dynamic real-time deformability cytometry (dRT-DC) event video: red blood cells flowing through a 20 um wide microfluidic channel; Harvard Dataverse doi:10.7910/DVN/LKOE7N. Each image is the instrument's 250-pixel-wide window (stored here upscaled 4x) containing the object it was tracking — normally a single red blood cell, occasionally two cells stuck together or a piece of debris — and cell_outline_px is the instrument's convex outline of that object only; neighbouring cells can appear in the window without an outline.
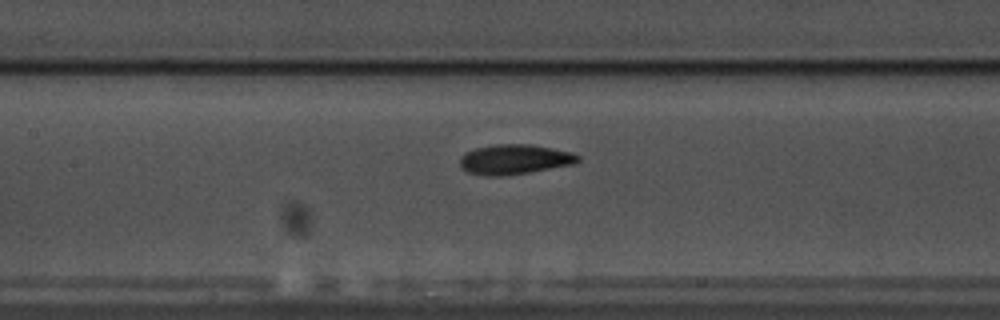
{"species": "common noctule bat (a hibernating species)", "species_latin": "Nyctalus noctula", "temperature_condition": "warm", "stored_images_in_passage": 43, "camera_frame_rate_fps": 3000, "um_per_image_px": 0.085, "animal": {"sex": "male", "body_mass_g": 17.5, "forearm_length_mm": 52.3}, "frame": {"image": 1, "passage_image": 12, "time_ms": 3.667, "image_size_px": [1000, 320], "cell_outline_px": [[580, 160], [572, 164], [528, 172], [504, 176], [488, 176], [468, 172], [460, 168], [460, 156], [464, 152], [476, 148], [496, 144], [532, 144], [572, 152], [580, 156]], "centroid_in_image_um": [43.7, 13.54], "position_along_channel_um": 163.7, "area_um2": 20.58}}
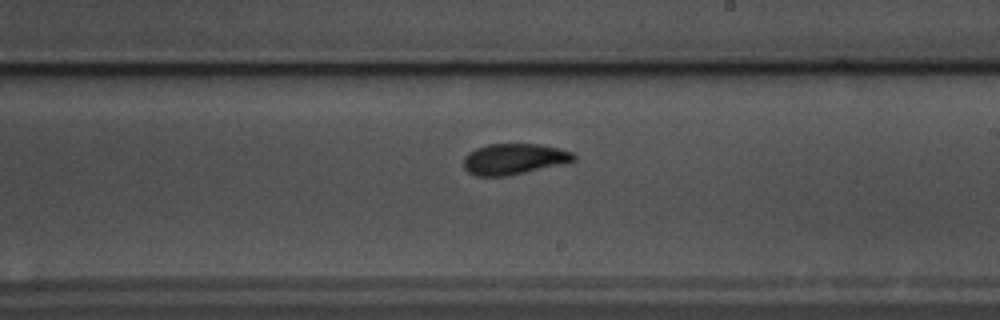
{"frame": {"image": 2, "passage_image": 19, "time_ms": 6.0, "image_size_px": [1000, 320], "cell_outline_px": [[576, 160], [568, 164], [508, 176], [476, 176], [468, 172], [464, 168], [464, 156], [468, 152], [476, 148], [488, 144], [540, 144], [560, 148], [572, 152], [576, 156]], "centroid_in_image_um": [43.74, 13.52], "position_along_channel_um": 245.3, "area_um2": 20.29}}
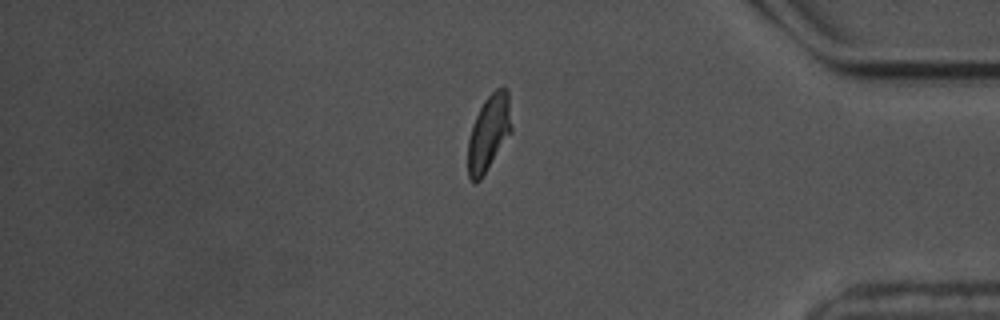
{"frame": {"image": 3, "passage_image": 34, "time_ms": 11.0, "image_size_px": [1000, 320], "cell_outline_px": [[512, 132], [480, 180], [476, 184], [468, 176], [468, 140], [472, 124], [484, 100], [496, 88], [508, 88], [512, 128]], "centroid_in_image_um": [41.55, 11.28], "position_along_channel_um": 393.6, "area_um2": 19.31}, "authors_computed_cell_mechanics": {"area_um2": 19.7676, "velocity_mm_per_s": 3.5157, "shape_relaxation_time_tau1_ms": 3.754, "shape_relaxation_time_tau2_ms": 2.0036, "deformation_change_tau1": 0.1467, "deformation_change_tau2": 0.0724}}